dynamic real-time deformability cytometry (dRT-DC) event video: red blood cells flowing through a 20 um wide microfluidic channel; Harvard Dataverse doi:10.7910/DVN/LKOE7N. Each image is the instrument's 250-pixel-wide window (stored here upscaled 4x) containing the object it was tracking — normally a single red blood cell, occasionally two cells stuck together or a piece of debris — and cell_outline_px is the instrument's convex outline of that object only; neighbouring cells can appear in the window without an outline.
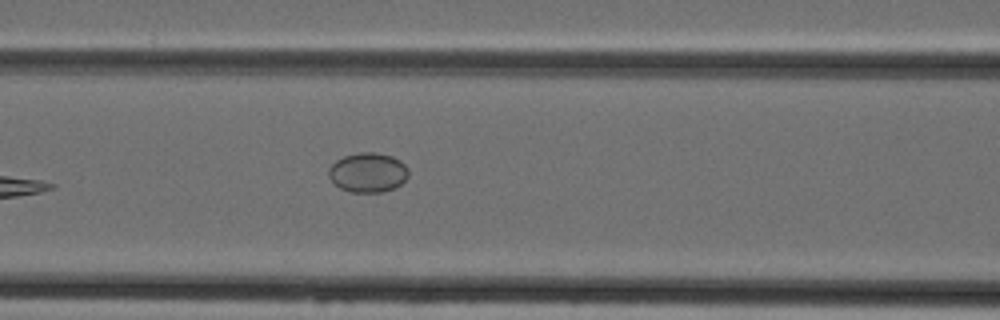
{"species": "Egyptian fruit bat (a non-hibernating species)", "species_latin": "Rousettus aegyptiacus", "temperature_condition": "cold", "stored_images_in_passage": 3, "camera_frame_rate_fps": 3000, "um_per_image_px": 0.085, "animal": {"sex": "female"}, "frame": {"image": 1, "passage_image": 3, "time_ms": 2.333, "image_size_px": [1000, 320], "cell_outline_px": [[408, 176], [400, 184], [392, 188], [380, 192], [348, 192], [340, 188], [328, 176], [328, 168], [336, 160], [344, 156], [360, 152], [376, 152], [392, 156], [400, 160], [408, 168]], "centroid_in_image_um": [31.26, 14.65], "position_along_channel_um": 135.3, "area_um2": 18.38}}